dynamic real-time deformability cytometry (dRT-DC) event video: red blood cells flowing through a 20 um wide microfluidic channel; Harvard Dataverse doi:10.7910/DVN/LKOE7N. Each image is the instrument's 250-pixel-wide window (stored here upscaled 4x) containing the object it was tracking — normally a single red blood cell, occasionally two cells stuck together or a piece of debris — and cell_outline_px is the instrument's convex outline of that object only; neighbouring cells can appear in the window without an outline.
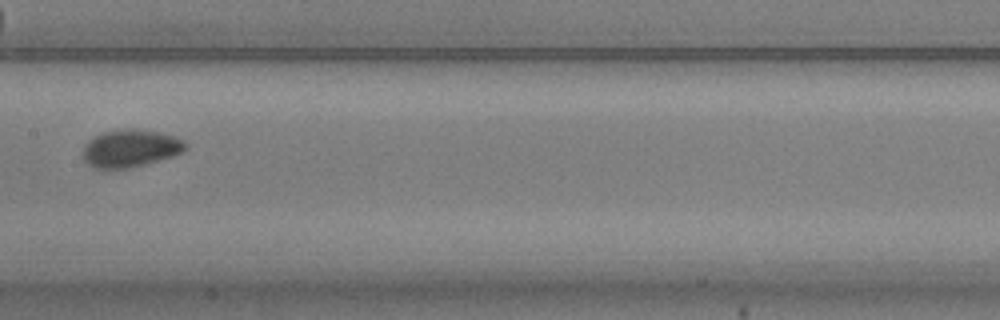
{"species": "common noctule bat (a hibernating species)", "species_latin": "Nyctalus noctula", "temperature_condition": "warm", "stored_images_in_passage": 7, "camera_frame_rate_fps": 3000, "um_per_image_px": 0.085, "animal": {"sex": "male", "body_mass_g": 20.5, "forearm_length_mm": 52.5}, "frame": {"image": 1, "passage_image": 7, "time_ms": 2.0, "image_size_px": [1000, 320], "cell_outline_px": [[188, 148], [184, 152], [172, 156], [144, 164], [128, 168], [96, 168], [88, 164], [84, 160], [84, 144], [96, 136], [104, 132], [132, 128], [156, 132], [176, 136], [184, 140], [188, 144]], "centroid_in_image_um": [11.14, 12.61], "position_along_channel_um": 196.3, "area_um2": 22.2}}